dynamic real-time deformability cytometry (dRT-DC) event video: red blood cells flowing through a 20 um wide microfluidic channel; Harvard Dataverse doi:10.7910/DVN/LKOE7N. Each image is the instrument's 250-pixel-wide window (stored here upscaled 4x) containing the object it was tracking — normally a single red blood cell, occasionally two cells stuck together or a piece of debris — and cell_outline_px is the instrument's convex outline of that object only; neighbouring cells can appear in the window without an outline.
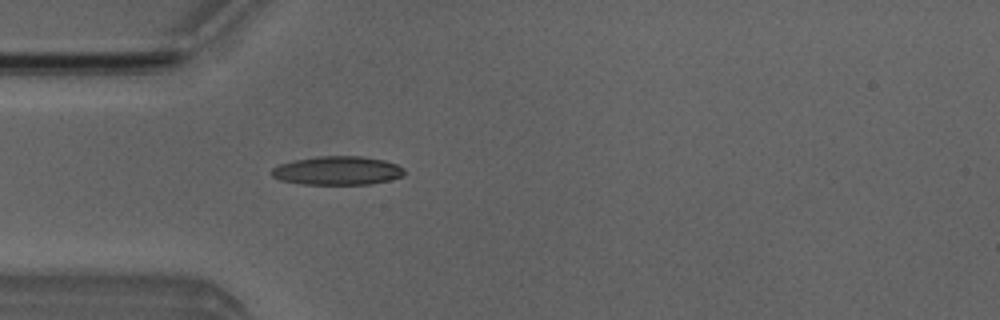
{"species": "Egyptian fruit bat (a non-hibernating species)", "species_latin": "Rousettus aegyptiacus", "temperature_condition": "room temperature", "stored_images_in_passage": 5, "camera_frame_rate_fps": 3000, "um_per_image_px": 0.085, "animal": {"sex": "male"}, "frame": {"image": 1, "passage_image": 5, "time_ms": 4.667, "image_size_px": [1000, 320], "cell_outline_px": [[404, 176], [372, 184], [300, 184], [280, 180], [272, 176], [268, 172], [272, 168], [280, 164], [296, 160], [316, 156], [360, 156], [384, 160], [396, 164], [404, 168]], "centroid_in_image_um": [28.66, 14.5], "position_along_channel_um": 56.3, "area_um2": 22.25}}